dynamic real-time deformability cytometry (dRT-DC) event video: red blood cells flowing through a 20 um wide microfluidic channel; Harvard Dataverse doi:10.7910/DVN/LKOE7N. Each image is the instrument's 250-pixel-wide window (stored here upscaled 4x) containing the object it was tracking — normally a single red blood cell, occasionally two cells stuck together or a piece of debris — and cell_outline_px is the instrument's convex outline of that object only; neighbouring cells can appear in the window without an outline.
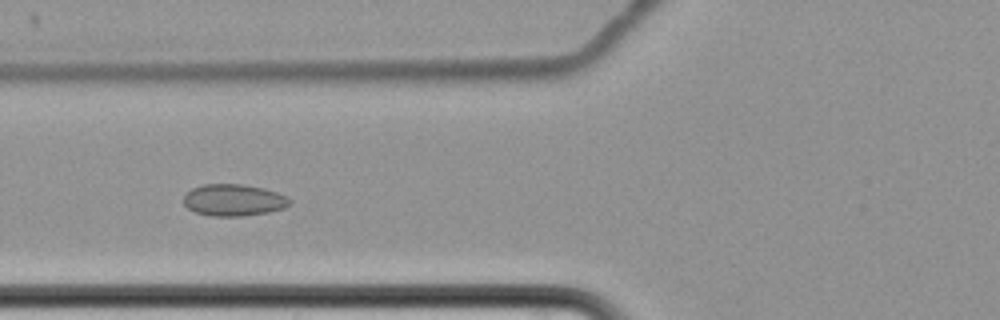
{"species": "common noctule bat (a hibernating species)", "species_latin": "Nyctalus noctula", "temperature_condition": "cold", "stored_images_in_passage": 9, "camera_frame_rate_fps": 3000, "um_per_image_px": 0.085, "animal": {"sex": "female", "body_mass_g": 22.7, "forearm_length_mm": 54.2}, "frame": {"image": 1, "passage_image": 8, "time_ms": 9.667, "image_size_px": [1000, 320], "cell_outline_px": [[292, 204], [284, 208], [268, 212], [240, 216], [208, 216], [196, 212], [188, 208], [184, 204], [184, 196], [192, 188], [204, 184], [244, 184], [264, 188], [288, 196], [292, 200]], "centroid_in_image_um": [19.89, 17.0], "position_along_channel_um": 105.9, "area_um2": 19.77}}
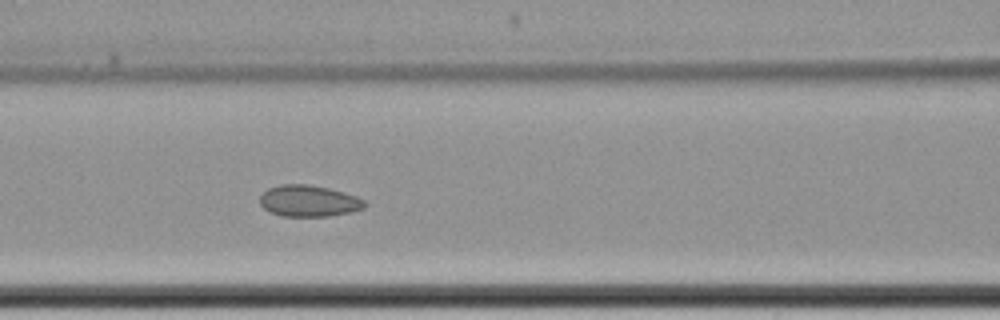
{"frame": {"image": 2, "passage_image": 9, "time_ms": 10.667, "image_size_px": [1000, 320], "cell_outline_px": [[368, 204], [364, 208], [348, 212], [328, 216], [284, 216], [272, 212], [264, 208], [260, 204], [260, 196], [268, 188], [280, 184], [308, 184], [328, 188], [344, 192], [356, 196], [364, 200]], "centroid_in_image_um": [26.25, 17.07], "position_along_channel_um": 140.3, "area_um2": 19.07}}